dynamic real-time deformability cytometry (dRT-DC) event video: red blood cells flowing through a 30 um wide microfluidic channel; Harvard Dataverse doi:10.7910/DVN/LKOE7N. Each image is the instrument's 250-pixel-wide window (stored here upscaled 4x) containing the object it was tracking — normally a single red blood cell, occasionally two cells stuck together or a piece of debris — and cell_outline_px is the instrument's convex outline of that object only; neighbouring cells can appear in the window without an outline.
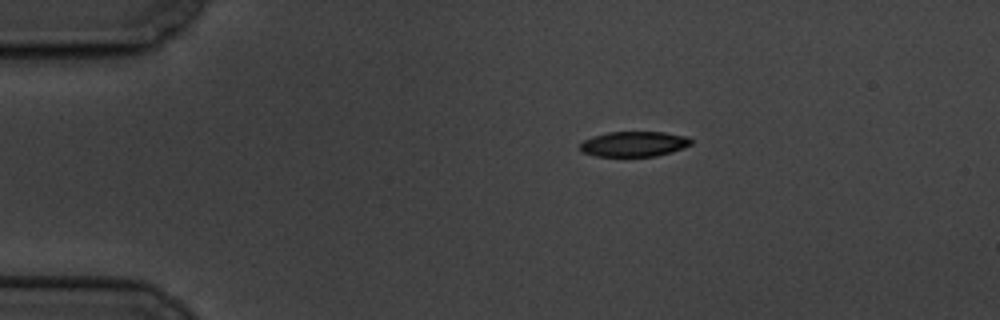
{"species": "common noctule bat (a hibernating species)", "species_latin": "Nyctalus noctula", "temperature_condition": "cold", "stored_images_in_passage": 4, "camera_frame_rate_fps": 3000, "um_per_image_px": 0.085, "animal": {"sex": "male", "body_mass_g": 19.5, "forearm_length_mm": 54.6}, "frame": {"image": 1, "passage_image": 1, "time_ms": 0.0, "image_size_px": [1000, 320], "cell_outline_px": [[692, 144], [672, 152], [656, 156], [596, 156], [580, 152], [580, 144], [584, 140], [592, 136], [608, 132], [664, 132], [688, 136], [692, 140]], "centroid_in_image_um": [53.89, 12.23], "position_along_channel_um": 31.1, "area_um2": 16.42}}
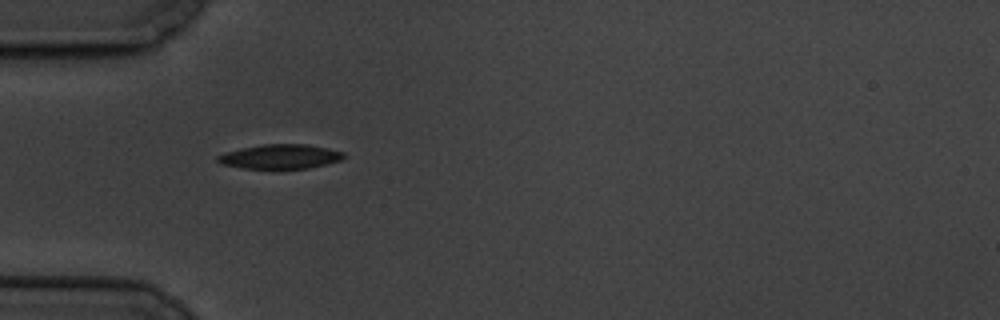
{"frame": {"image": 2, "passage_image": 3, "time_ms": 2.333, "image_size_px": [1000, 320], "cell_outline_px": [[344, 156], [340, 160], [328, 164], [308, 168], [240, 168], [220, 164], [216, 160], [216, 156], [224, 152], [240, 148], [264, 144], [308, 144], [328, 148], [344, 152]], "centroid_in_image_um": [23.78, 13.3], "position_along_channel_um": 61.2, "area_um2": 18.03}}
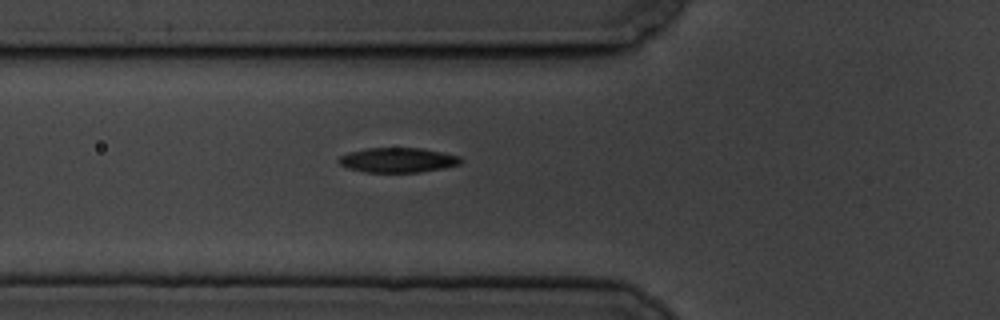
{"frame": {"image": 3, "passage_image": 4, "time_ms": 3.333, "image_size_px": [1000, 320], "cell_outline_px": [[464, 160], [460, 164], [444, 168], [420, 172], [364, 172], [348, 168], [340, 164], [336, 160], [340, 156], [348, 152], [364, 148], [420, 148], [460, 156]], "centroid_in_image_um": [33.8, 13.6], "position_along_channel_um": 92.0, "area_um2": 17.69}}